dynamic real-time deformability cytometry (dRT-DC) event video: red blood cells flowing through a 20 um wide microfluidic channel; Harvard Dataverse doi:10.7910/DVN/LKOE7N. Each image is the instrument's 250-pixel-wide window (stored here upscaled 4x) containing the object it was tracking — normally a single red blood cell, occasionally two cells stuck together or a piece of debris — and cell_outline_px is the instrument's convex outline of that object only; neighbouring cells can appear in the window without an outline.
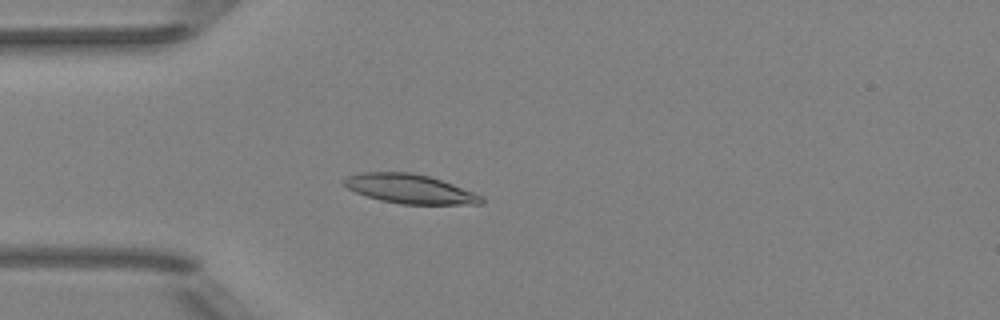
{"species": "Egyptian fruit bat (a non-hibernating species)", "species_latin": "Rousettus aegyptiacus", "temperature_condition": "room temperature", "stored_images_in_passage": 5, "camera_frame_rate_fps": 3000, "um_per_image_px": 0.085, "animal": {"sex": "female"}, "frame": {"image": 1, "passage_image": 4, "time_ms": 4.667, "image_size_px": [1000, 320], "cell_outline_px": [[484, 204], [400, 204], [380, 200], [356, 192], [348, 188], [340, 180], [348, 176], [364, 172], [412, 172], [428, 176], [452, 184], [484, 196]], "centroid_in_image_um": [34.84, 16.06], "position_along_channel_um": 50.2, "area_um2": 23.29}}